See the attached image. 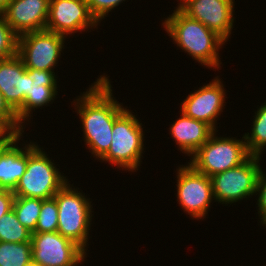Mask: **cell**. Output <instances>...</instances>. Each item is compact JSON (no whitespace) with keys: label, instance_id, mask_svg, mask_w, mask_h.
Listing matches in <instances>:
<instances>
[{"label":"cell","instance_id":"6da1fadb","mask_svg":"<svg viewBox=\"0 0 266 266\" xmlns=\"http://www.w3.org/2000/svg\"><path fill=\"white\" fill-rule=\"evenodd\" d=\"M111 82L105 73L98 76L87 91L71 103L82 124L84 144L98 161L110 148L115 119L127 107L113 96Z\"/></svg>","mask_w":266,"mask_h":266},{"label":"cell","instance_id":"4dcf8cb0","mask_svg":"<svg viewBox=\"0 0 266 266\" xmlns=\"http://www.w3.org/2000/svg\"><path fill=\"white\" fill-rule=\"evenodd\" d=\"M180 1V2H179ZM188 0H177V2H179L178 3V5H177V7H174V8H180L183 4H185L186 2H187Z\"/></svg>","mask_w":266,"mask_h":266},{"label":"cell","instance_id":"8992f818","mask_svg":"<svg viewBox=\"0 0 266 266\" xmlns=\"http://www.w3.org/2000/svg\"><path fill=\"white\" fill-rule=\"evenodd\" d=\"M215 131L210 138L189 158L198 172L209 178L234 168L245 162L251 154L247 149L244 135L237 137H218Z\"/></svg>","mask_w":266,"mask_h":266},{"label":"cell","instance_id":"5b68a950","mask_svg":"<svg viewBox=\"0 0 266 266\" xmlns=\"http://www.w3.org/2000/svg\"><path fill=\"white\" fill-rule=\"evenodd\" d=\"M43 148L37 144V141L30 140L28 143L27 167L12 191L15 196L49 199L69 181Z\"/></svg>","mask_w":266,"mask_h":266},{"label":"cell","instance_id":"83f0119b","mask_svg":"<svg viewBox=\"0 0 266 266\" xmlns=\"http://www.w3.org/2000/svg\"><path fill=\"white\" fill-rule=\"evenodd\" d=\"M14 193L0 189V218L12 209Z\"/></svg>","mask_w":266,"mask_h":266},{"label":"cell","instance_id":"cb8c5ba5","mask_svg":"<svg viewBox=\"0 0 266 266\" xmlns=\"http://www.w3.org/2000/svg\"><path fill=\"white\" fill-rule=\"evenodd\" d=\"M18 35L11 29L3 14H0V59L17 54Z\"/></svg>","mask_w":266,"mask_h":266},{"label":"cell","instance_id":"44dd1931","mask_svg":"<svg viewBox=\"0 0 266 266\" xmlns=\"http://www.w3.org/2000/svg\"><path fill=\"white\" fill-rule=\"evenodd\" d=\"M42 199L15 196L12 208L17 215L18 221L32 233L35 231Z\"/></svg>","mask_w":266,"mask_h":266},{"label":"cell","instance_id":"2e32d148","mask_svg":"<svg viewBox=\"0 0 266 266\" xmlns=\"http://www.w3.org/2000/svg\"><path fill=\"white\" fill-rule=\"evenodd\" d=\"M30 78L18 54L0 59V91L4 100L16 113L28 96Z\"/></svg>","mask_w":266,"mask_h":266},{"label":"cell","instance_id":"e0dca14e","mask_svg":"<svg viewBox=\"0 0 266 266\" xmlns=\"http://www.w3.org/2000/svg\"><path fill=\"white\" fill-rule=\"evenodd\" d=\"M22 137L23 134H16L9 142L0 145V189L2 190L13 191L26 171L28 142L26 140V143H22ZM19 142L21 146L18 145Z\"/></svg>","mask_w":266,"mask_h":266},{"label":"cell","instance_id":"484cf974","mask_svg":"<svg viewBox=\"0 0 266 266\" xmlns=\"http://www.w3.org/2000/svg\"><path fill=\"white\" fill-rule=\"evenodd\" d=\"M265 168L261 169L258 182H257V190H256V196H257V203L258 205L256 208L258 216L260 218L259 223L260 226L262 225L263 228H266V172L264 171Z\"/></svg>","mask_w":266,"mask_h":266},{"label":"cell","instance_id":"ffe728a7","mask_svg":"<svg viewBox=\"0 0 266 266\" xmlns=\"http://www.w3.org/2000/svg\"><path fill=\"white\" fill-rule=\"evenodd\" d=\"M31 240L22 243L0 241V266H31Z\"/></svg>","mask_w":266,"mask_h":266},{"label":"cell","instance_id":"4fadbf2b","mask_svg":"<svg viewBox=\"0 0 266 266\" xmlns=\"http://www.w3.org/2000/svg\"><path fill=\"white\" fill-rule=\"evenodd\" d=\"M235 0H188L179 9L200 21L226 43L230 41L235 22Z\"/></svg>","mask_w":266,"mask_h":266},{"label":"cell","instance_id":"5bb4252c","mask_svg":"<svg viewBox=\"0 0 266 266\" xmlns=\"http://www.w3.org/2000/svg\"><path fill=\"white\" fill-rule=\"evenodd\" d=\"M26 74L30 78L28 96L24 99L22 107L16 112L19 122L26 127L33 117V111L42 110L45 106H51L58 94L57 73L53 71L26 68ZM44 106V107H43ZM30 120V121H29ZM27 121V122H26ZM26 123V125H25Z\"/></svg>","mask_w":266,"mask_h":266},{"label":"cell","instance_id":"3957f363","mask_svg":"<svg viewBox=\"0 0 266 266\" xmlns=\"http://www.w3.org/2000/svg\"><path fill=\"white\" fill-rule=\"evenodd\" d=\"M132 110L125 109L114 121L108 152L99 160L118 170L137 172L142 164L145 131ZM121 168V169H120Z\"/></svg>","mask_w":266,"mask_h":266},{"label":"cell","instance_id":"d4e9b609","mask_svg":"<svg viewBox=\"0 0 266 266\" xmlns=\"http://www.w3.org/2000/svg\"><path fill=\"white\" fill-rule=\"evenodd\" d=\"M126 0H85L91 15L100 24L102 19L109 17V12H113L119 5Z\"/></svg>","mask_w":266,"mask_h":266},{"label":"cell","instance_id":"30bf717a","mask_svg":"<svg viewBox=\"0 0 266 266\" xmlns=\"http://www.w3.org/2000/svg\"><path fill=\"white\" fill-rule=\"evenodd\" d=\"M32 264L36 266H78L88 257L75 242L56 232H33Z\"/></svg>","mask_w":266,"mask_h":266},{"label":"cell","instance_id":"f1b7e54d","mask_svg":"<svg viewBox=\"0 0 266 266\" xmlns=\"http://www.w3.org/2000/svg\"><path fill=\"white\" fill-rule=\"evenodd\" d=\"M16 133L0 118V145L9 142Z\"/></svg>","mask_w":266,"mask_h":266},{"label":"cell","instance_id":"7c38bea8","mask_svg":"<svg viewBox=\"0 0 266 266\" xmlns=\"http://www.w3.org/2000/svg\"><path fill=\"white\" fill-rule=\"evenodd\" d=\"M98 25L85 0H50L45 30L68 37L86 30L91 32Z\"/></svg>","mask_w":266,"mask_h":266},{"label":"cell","instance_id":"52a82bcc","mask_svg":"<svg viewBox=\"0 0 266 266\" xmlns=\"http://www.w3.org/2000/svg\"><path fill=\"white\" fill-rule=\"evenodd\" d=\"M260 161L261 156L251 155L239 166L210 177L215 202L228 206L255 196L262 169Z\"/></svg>","mask_w":266,"mask_h":266},{"label":"cell","instance_id":"4316f807","mask_svg":"<svg viewBox=\"0 0 266 266\" xmlns=\"http://www.w3.org/2000/svg\"><path fill=\"white\" fill-rule=\"evenodd\" d=\"M0 118L16 133L24 134L25 127L19 122L16 113L4 100L0 91Z\"/></svg>","mask_w":266,"mask_h":266},{"label":"cell","instance_id":"ac0fdd59","mask_svg":"<svg viewBox=\"0 0 266 266\" xmlns=\"http://www.w3.org/2000/svg\"><path fill=\"white\" fill-rule=\"evenodd\" d=\"M180 114L170 125V138H173L180 153L191 157L215 130L203 121L186 116L182 111Z\"/></svg>","mask_w":266,"mask_h":266},{"label":"cell","instance_id":"8fae6325","mask_svg":"<svg viewBox=\"0 0 266 266\" xmlns=\"http://www.w3.org/2000/svg\"><path fill=\"white\" fill-rule=\"evenodd\" d=\"M219 76L199 89L190 92L181 102L180 111L186 116L203 121L218 131L217 120L226 107V90ZM225 106V107H224Z\"/></svg>","mask_w":266,"mask_h":266},{"label":"cell","instance_id":"ba28073f","mask_svg":"<svg viewBox=\"0 0 266 266\" xmlns=\"http://www.w3.org/2000/svg\"><path fill=\"white\" fill-rule=\"evenodd\" d=\"M186 163L176 168V200L192 220H204L210 211L211 203L215 202L212 182L208 176Z\"/></svg>","mask_w":266,"mask_h":266},{"label":"cell","instance_id":"f546056e","mask_svg":"<svg viewBox=\"0 0 266 266\" xmlns=\"http://www.w3.org/2000/svg\"><path fill=\"white\" fill-rule=\"evenodd\" d=\"M10 0H0V14H3Z\"/></svg>","mask_w":266,"mask_h":266},{"label":"cell","instance_id":"9a60e30c","mask_svg":"<svg viewBox=\"0 0 266 266\" xmlns=\"http://www.w3.org/2000/svg\"><path fill=\"white\" fill-rule=\"evenodd\" d=\"M50 0H10L3 16L18 35L46 28Z\"/></svg>","mask_w":266,"mask_h":266},{"label":"cell","instance_id":"d6986e66","mask_svg":"<svg viewBox=\"0 0 266 266\" xmlns=\"http://www.w3.org/2000/svg\"><path fill=\"white\" fill-rule=\"evenodd\" d=\"M252 119L251 132L244 133L247 149L251 155L262 156L266 149V101L257 107Z\"/></svg>","mask_w":266,"mask_h":266},{"label":"cell","instance_id":"603a6c76","mask_svg":"<svg viewBox=\"0 0 266 266\" xmlns=\"http://www.w3.org/2000/svg\"><path fill=\"white\" fill-rule=\"evenodd\" d=\"M58 226V207L54 197L42 200L41 211L34 232H56Z\"/></svg>","mask_w":266,"mask_h":266},{"label":"cell","instance_id":"7a4b0ae2","mask_svg":"<svg viewBox=\"0 0 266 266\" xmlns=\"http://www.w3.org/2000/svg\"><path fill=\"white\" fill-rule=\"evenodd\" d=\"M168 36L179 49L207 69L221 68L220 49L225 41L200 21L192 19L175 8L162 22Z\"/></svg>","mask_w":266,"mask_h":266},{"label":"cell","instance_id":"7402d4cb","mask_svg":"<svg viewBox=\"0 0 266 266\" xmlns=\"http://www.w3.org/2000/svg\"><path fill=\"white\" fill-rule=\"evenodd\" d=\"M32 232L23 226L13 208L0 218V241L22 243L30 241Z\"/></svg>","mask_w":266,"mask_h":266},{"label":"cell","instance_id":"277c9868","mask_svg":"<svg viewBox=\"0 0 266 266\" xmlns=\"http://www.w3.org/2000/svg\"><path fill=\"white\" fill-rule=\"evenodd\" d=\"M68 181L55 195L58 207L57 232L79 245L86 253L89 244L93 205L83 190ZM80 190V191H79Z\"/></svg>","mask_w":266,"mask_h":266},{"label":"cell","instance_id":"9c48e42d","mask_svg":"<svg viewBox=\"0 0 266 266\" xmlns=\"http://www.w3.org/2000/svg\"><path fill=\"white\" fill-rule=\"evenodd\" d=\"M66 38L47 30L27 32L18 36L17 54L25 68L54 72L59 66Z\"/></svg>","mask_w":266,"mask_h":266}]
</instances>
